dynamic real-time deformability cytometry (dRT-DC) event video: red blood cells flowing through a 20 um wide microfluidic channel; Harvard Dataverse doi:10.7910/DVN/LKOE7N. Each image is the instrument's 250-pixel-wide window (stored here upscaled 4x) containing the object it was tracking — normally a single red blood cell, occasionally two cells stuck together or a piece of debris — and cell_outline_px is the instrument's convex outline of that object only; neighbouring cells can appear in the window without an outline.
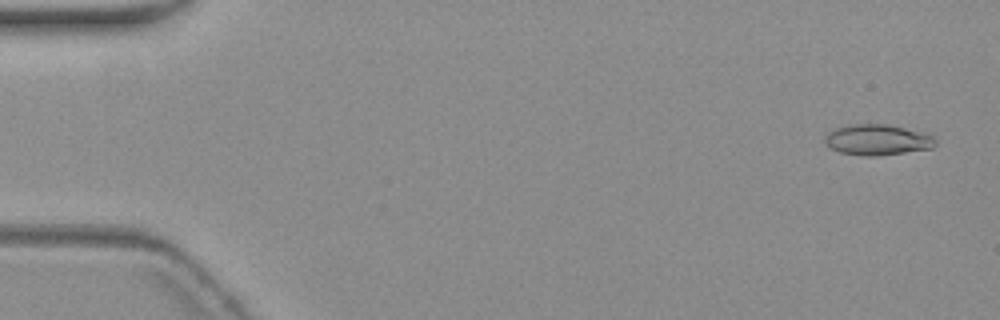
{"species": "common noctule bat (a hibernating species)", "species_latin": "Nyctalus noctula", "temperature_condition": "warm", "stored_images_in_passage": 6, "camera_frame_rate_fps": 3000, "um_per_image_px": 0.085, "animal": {"sex": "female", "body_mass_g": 19.3, "forearm_length_mm": 54.1}, "frame": {"image": 1, "passage_image": 1, "time_ms": 0.0, "image_size_px": [1000, 320], "cell_outline_px": [[936, 144], [932, 148], [876, 156], [864, 156], [840, 152], [832, 148], [824, 140], [824, 136], [828, 132], [836, 128], [848, 124], [888, 124], [904, 128], [932, 136], [936, 140]], "centroid_in_image_um": [74.54, 11.88], "position_along_channel_um": 10.5, "area_um2": 19.54}}
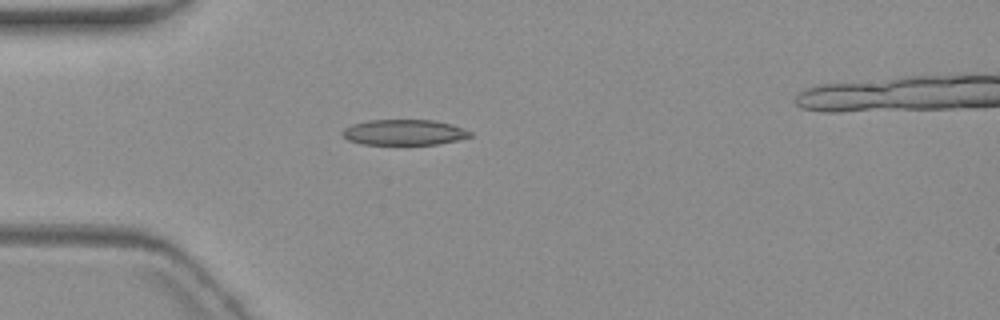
{"frame": {"image": 2, "passage_image": 5, "time_ms": 4.667, "image_size_px": [1000, 320], "cell_outline_px": [[472, 136], [456, 140], [436, 144], [360, 144], [348, 140], [340, 132], [344, 128], [352, 124], [368, 120], [432, 120], [452, 124], [472, 132]], "centroid_in_image_um": [34.32, 11.24], "position_along_channel_um": 50.7, "area_um2": 18.96}}